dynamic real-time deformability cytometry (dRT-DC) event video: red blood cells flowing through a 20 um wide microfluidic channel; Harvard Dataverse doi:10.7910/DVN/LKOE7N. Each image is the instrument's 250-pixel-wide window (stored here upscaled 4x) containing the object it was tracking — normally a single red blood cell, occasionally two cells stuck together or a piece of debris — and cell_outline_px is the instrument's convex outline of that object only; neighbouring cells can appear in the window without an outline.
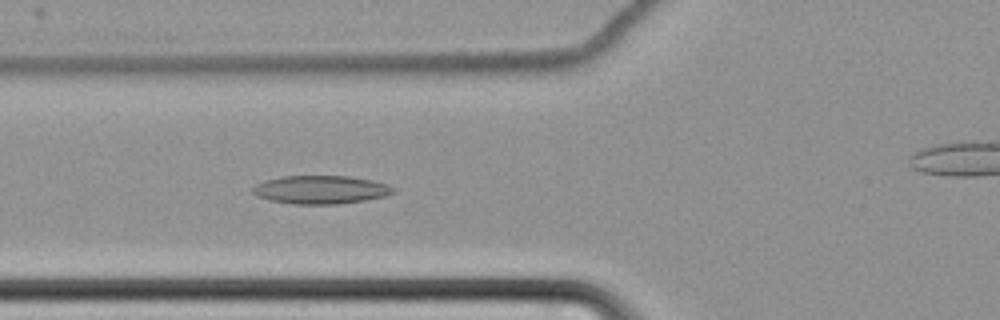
{"species": "common noctule bat (a hibernating species)", "species_latin": "Nyctalus noctula", "temperature_condition": "cold", "stored_images_in_passage": 60, "camera_frame_rate_fps": 3000, "um_per_image_px": 0.085, "animal": {"sex": "female", "body_mass_g": 22.7, "forearm_length_mm": 54.2}, "frame": {"image": 1, "passage_image": 29, "time_ms": 9.333, "image_size_px": [1000, 320], "cell_outline_px": [[396, 192], [384, 196], [364, 200], [336, 204], [292, 204], [268, 200], [256, 196], [252, 192], [252, 188], [256, 184], [264, 180], [284, 176], [348, 176], [372, 180], [388, 184], [396, 188]], "centroid_in_image_um": [27.25, 16.12], "position_along_channel_um": 98.6, "area_um2": 23.29}}
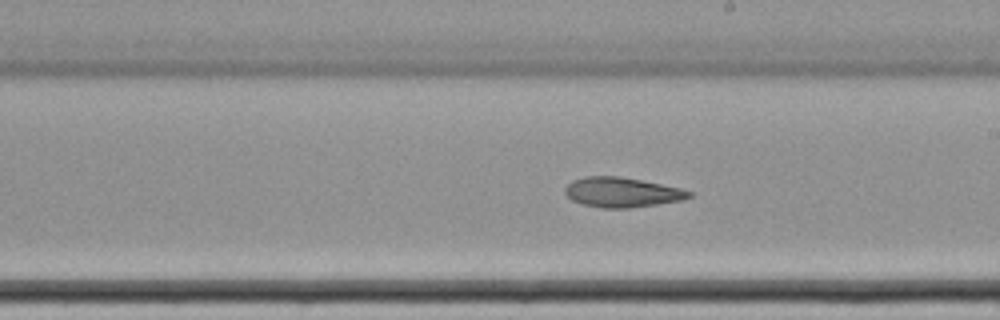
{"frame": {"image": 2, "passage_image": 41, "time_ms": 13.333, "image_size_px": [1000, 320], "cell_outline_px": [[692, 196], [684, 200], [628, 208], [600, 208], [584, 204], [572, 200], [564, 192], [564, 188], [572, 180], [584, 176], [620, 176], [680, 188], [692, 192]], "centroid_in_image_um": [52.85, 16.34], "position_along_channel_um": 236.2, "area_um2": 21.5}}
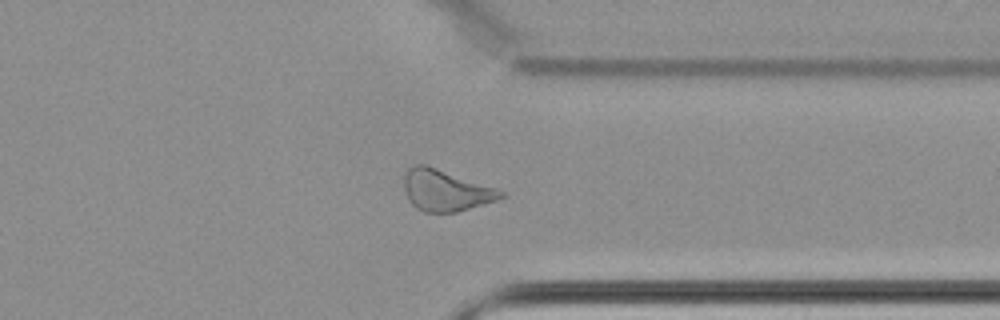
{"frame": {"image": 3, "passage_image": 53, "time_ms": 17.333, "image_size_px": [1000, 320], "cell_outline_px": [[504, 196], [496, 200], [456, 212], [424, 212], [416, 208], [408, 200], [404, 188], [404, 176], [408, 168], [416, 164], [428, 164], [496, 188], [504, 192]], "centroid_in_image_um": [37.84, 16.16], "position_along_channel_um": 373.6, "area_um2": 23.29}}